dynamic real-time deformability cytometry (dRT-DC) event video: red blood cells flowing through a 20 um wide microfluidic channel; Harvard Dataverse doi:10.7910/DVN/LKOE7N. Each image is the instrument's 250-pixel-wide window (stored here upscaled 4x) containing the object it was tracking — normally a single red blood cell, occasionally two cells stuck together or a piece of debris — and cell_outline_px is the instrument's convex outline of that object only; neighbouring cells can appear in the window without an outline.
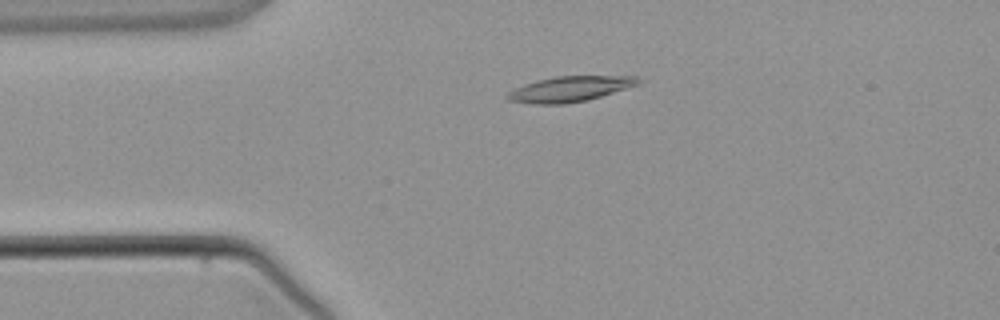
{"species": "common noctule bat (a hibernating species)", "species_latin": "Nyctalus noctula", "temperature_condition": "warm", "stored_images_in_passage": 3, "camera_frame_rate_fps": 3000, "um_per_image_px": 0.085, "animal": {"sex": "male", "body_mass_g": 21.5, "forearm_length_mm": 52.0}, "frame": {"image": 1, "passage_image": 1, "time_ms": 0.0, "image_size_px": [1000, 320], "cell_outline_px": [[640, 84], [588, 100], [564, 104], [536, 104], [508, 100], [504, 96], [508, 92], [524, 84], [556, 76], [636, 76], [640, 80]], "centroid_in_image_um": [48.44, 7.57], "position_along_channel_um": 36.6, "area_um2": 19.19}}
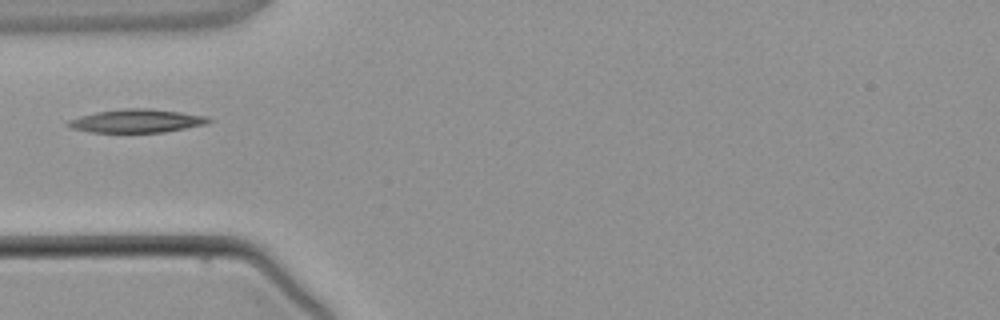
{"frame": {"image": 2, "passage_image": 2, "time_ms": 1.333, "image_size_px": [1000, 320], "cell_outline_px": [[216, 120], [208, 124], [164, 132], [92, 132], [72, 128], [64, 124], [68, 120], [80, 116], [96, 112], [124, 108], [148, 108], [180, 112], [208, 116]], "centroid_in_image_um": [11.67, 10.27], "position_along_channel_um": 73.3, "area_um2": 19.25}}
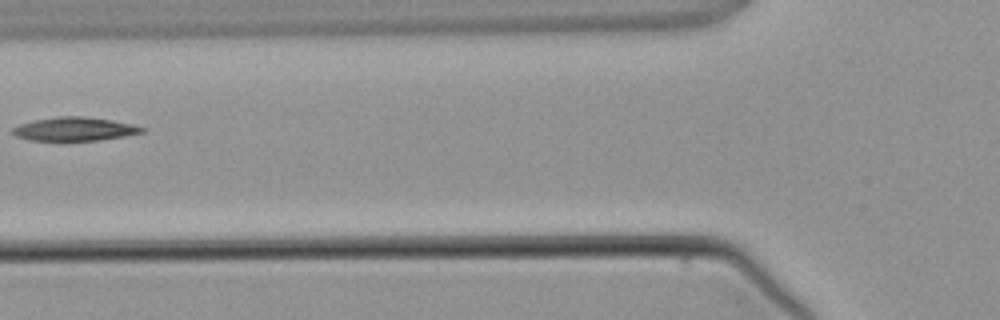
{"frame": {"image": 3, "passage_image": 3, "time_ms": 2.333, "image_size_px": [1000, 320], "cell_outline_px": [[148, 128], [144, 132], [124, 136], [100, 140], [64, 144], [60, 144], [28, 140], [16, 136], [12, 132], [12, 128], [20, 124], [36, 120], [56, 116], [84, 116], [112, 120], [132, 124]], "centroid_in_image_um": [6.31, 11.02], "position_along_channel_um": 119.5, "area_um2": 18.84}}